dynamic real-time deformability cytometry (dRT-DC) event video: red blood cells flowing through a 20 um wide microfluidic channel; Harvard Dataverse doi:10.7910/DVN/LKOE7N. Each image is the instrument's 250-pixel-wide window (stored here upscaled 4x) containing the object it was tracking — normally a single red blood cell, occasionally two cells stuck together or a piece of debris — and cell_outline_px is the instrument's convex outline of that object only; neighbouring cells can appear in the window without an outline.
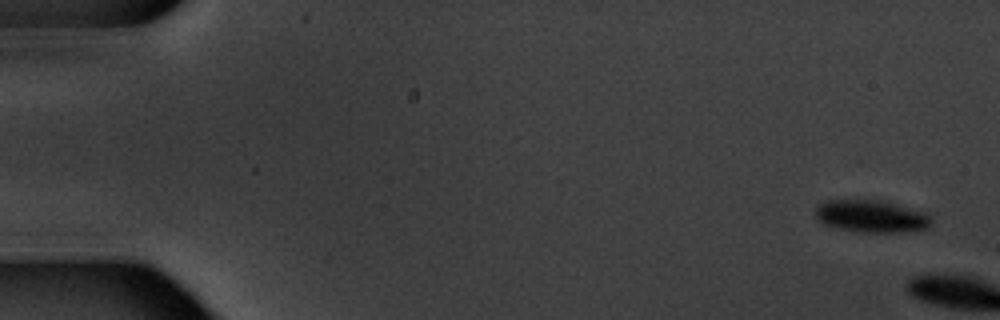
{"species": "common noctule bat (a hibernating species)", "species_latin": "Nyctalus noctula", "temperature_condition": "warm", "stored_images_in_passage": 2, "camera_frame_rate_fps": 3000, "um_per_image_px": 0.085, "animal": {"sex": "male", "body_mass_g": 20.1, "forearm_length_mm": 53.5}, "frame": {"image": 1, "passage_image": 1, "time_ms": 0.0, "image_size_px": [1000, 320], "cell_outline_px": [[932, 220], [928, 228], [904, 232], [856, 232], [824, 224], [816, 220], [816, 208], [820, 204], [828, 200], [884, 200], [924, 212]], "centroid_in_image_um": [74.06, 18.38], "position_along_channel_um": 10.9, "area_um2": 21.79}}